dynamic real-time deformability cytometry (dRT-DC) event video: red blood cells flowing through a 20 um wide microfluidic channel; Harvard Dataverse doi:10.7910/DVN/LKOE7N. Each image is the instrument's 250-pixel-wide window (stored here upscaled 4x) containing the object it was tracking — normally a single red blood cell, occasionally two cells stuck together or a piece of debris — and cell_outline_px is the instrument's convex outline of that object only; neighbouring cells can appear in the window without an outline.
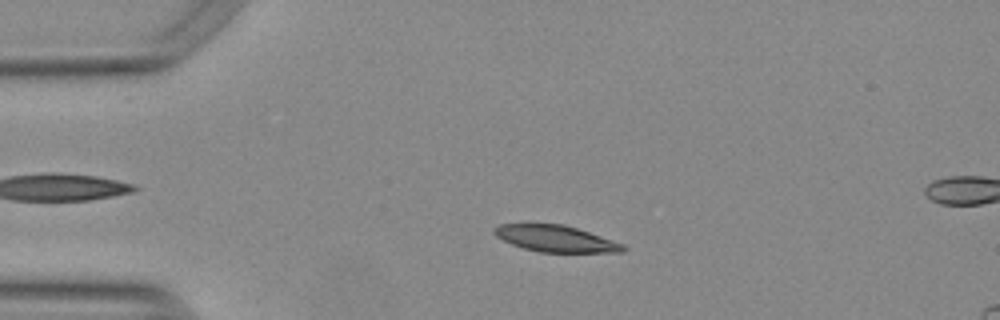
{"species": "Egyptian fruit bat (a non-hibernating species)", "species_latin": "Rousettus aegyptiacus", "temperature_condition": "warm", "stored_images_in_passage": 25, "camera_frame_rate_fps": 3000, "um_per_image_px": 0.085, "animal": {"sex": "female"}, "frame": {"image": 1, "passage_image": 8, "time_ms": 2.333, "image_size_px": [1000, 320], "cell_outline_px": [[628, 248], [624, 252], [540, 252], [524, 248], [512, 244], [496, 236], [492, 232], [500, 224], [564, 224], [624, 244]], "centroid_in_image_um": [47.26, 20.29], "position_along_channel_um": 37.7, "area_um2": 19.59}}
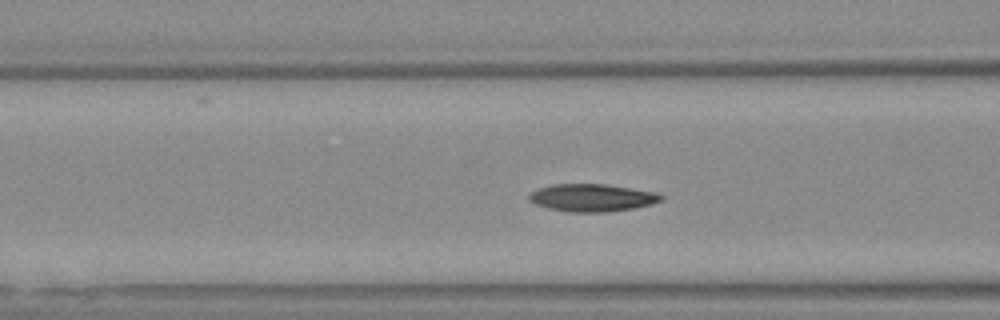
{"frame": {"image": 2, "passage_image": 17, "time_ms": 5.333, "image_size_px": [1000, 320], "cell_outline_px": [[664, 200], [652, 204], [632, 208], [608, 212], [568, 212], [548, 208], [536, 204], [528, 200], [528, 196], [536, 188], [552, 184], [604, 184], [656, 192], [664, 196]], "centroid_in_image_um": [50.32, 16.8], "position_along_channel_um": 116.3, "area_um2": 21.27}}
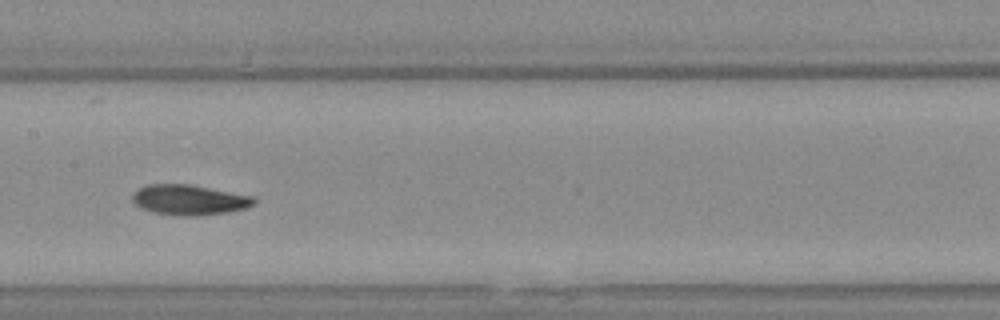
{"frame": {"image": 3, "passage_image": 23, "time_ms": 7.333, "image_size_px": [1000, 320], "cell_outline_px": [[256, 200], [252, 204], [244, 208], [228, 212], [192, 216], [180, 216], [152, 212], [140, 208], [132, 200], [132, 196], [140, 188], [148, 184], [188, 184], [252, 196]], "centroid_in_image_um": [16.04, 16.99], "position_along_channel_um": 191.4, "area_um2": 21.1}}